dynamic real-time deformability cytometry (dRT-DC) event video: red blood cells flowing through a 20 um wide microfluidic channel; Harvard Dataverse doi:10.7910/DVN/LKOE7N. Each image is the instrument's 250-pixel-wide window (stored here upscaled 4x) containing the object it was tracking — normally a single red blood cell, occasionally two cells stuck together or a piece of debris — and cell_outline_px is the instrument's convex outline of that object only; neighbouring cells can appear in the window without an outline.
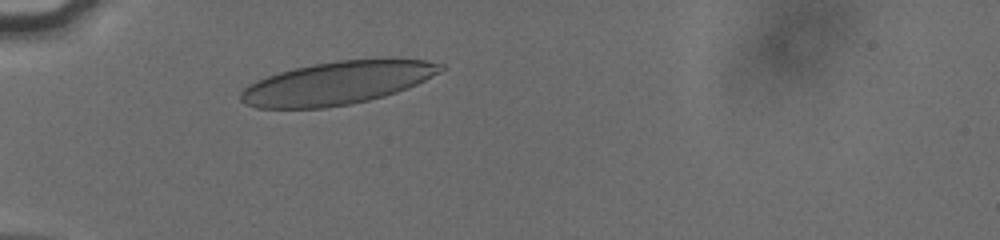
{"species": "human", "species_latin": "Homo sapiens", "temperature_condition": "cold", "stored_images_in_passage": 38, "camera_frame_rate_fps": 3000, "um_per_image_px": 0.085, "donor": {"sex": "male"}, "frame": {"image": 1, "passage_image": 7, "time_ms": 2.0, "image_size_px": [1000, 240], "cell_outline_px": [[444, 68], [424, 80], [408, 88], [384, 96], [352, 104], [328, 108], [256, 108], [244, 104], [240, 100], [240, 92], [248, 84], [256, 80], [292, 68], [336, 60], [424, 60], [444, 64]], "centroid_in_image_um": [28.58, 7.08], "position_along_channel_um": 56.4, "area_um2": 49.65}}
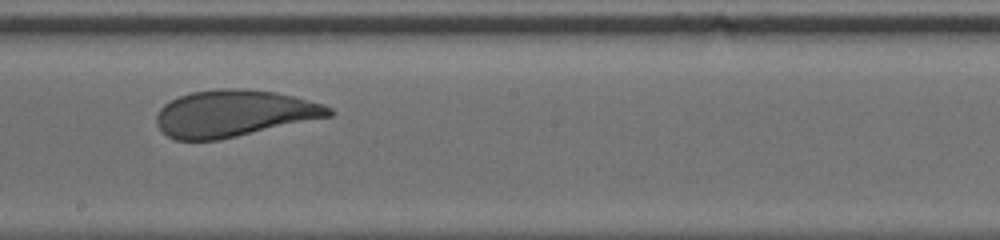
{"frame": {"image": 2, "passage_image": 22, "time_ms": 7.0, "image_size_px": [1000, 240], "cell_outline_px": [[336, 112], [332, 116], [220, 140], [176, 140], [160, 132], [156, 124], [156, 116], [160, 108], [164, 104], [180, 96], [192, 92], [216, 88], [236, 88], [276, 92], [324, 104], [332, 108]], "centroid_in_image_um": [19.88, 9.65], "position_along_channel_um": 228.3, "area_um2": 47.16}}
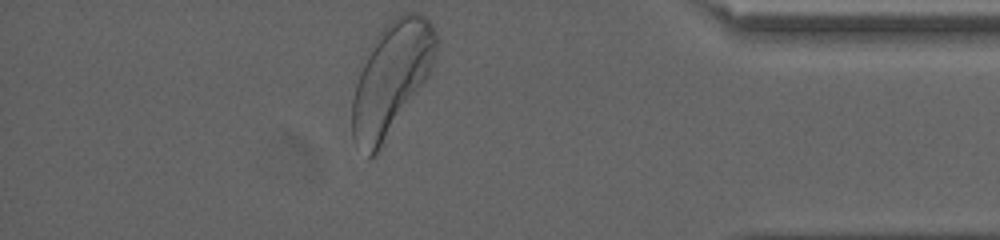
{"frame": {"image": 3, "passage_image": 38, "time_ms": 12.333, "image_size_px": [1000, 240], "cell_outline_px": [[440, 40], [432, 68], [428, 76], [376, 156], [368, 160], [352, 140], [352, 100], [356, 84], [360, 72], [376, 36], [396, 16], [404, 12], [416, 12], [424, 16], [432, 24]], "centroid_in_image_um": [33.28, 6.71], "position_along_channel_um": 401.9, "area_um2": 54.68}, "authors_computed_cell_mechanics": {"area_um2": 47.974, "velocity_mm_per_s": 3.7757, "shape_relaxation_time_tau1_ms": 5.3617, "shape_relaxation_time_tau2_ms": null, "deformation_change_tau1": 0.1532, "deformation_change_tau2": null}}